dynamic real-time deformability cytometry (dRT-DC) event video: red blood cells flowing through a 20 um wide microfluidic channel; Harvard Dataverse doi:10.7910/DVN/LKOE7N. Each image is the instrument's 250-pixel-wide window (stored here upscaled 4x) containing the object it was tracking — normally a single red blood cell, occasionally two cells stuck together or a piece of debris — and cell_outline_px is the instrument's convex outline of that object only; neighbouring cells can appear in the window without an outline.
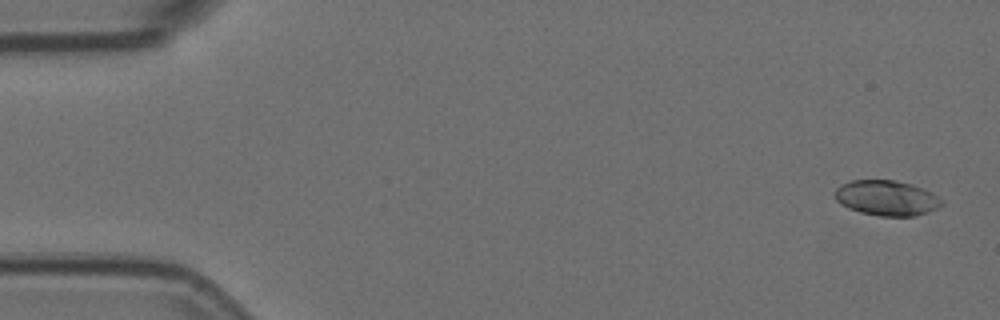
{"species": "Egyptian fruit bat (a non-hibernating species)", "species_latin": "Rousettus aegyptiacus", "temperature_condition": "room temperature", "stored_images_in_passage": 10, "camera_frame_rate_fps": 3000, "um_per_image_px": 0.085, "animal": {"sex": "female"}, "frame": {"image": 1, "passage_image": 1, "time_ms": 0.0, "image_size_px": [1000, 320], "cell_outline_px": [[944, 204], [928, 212], [916, 216], [880, 216], [860, 212], [848, 208], [840, 204], [832, 196], [836, 188], [840, 184], [852, 180], [896, 180], [912, 184], [932, 192], [944, 200]], "centroid_in_image_um": [75.35, 16.82], "position_along_channel_um": 9.7, "area_um2": 22.25}}
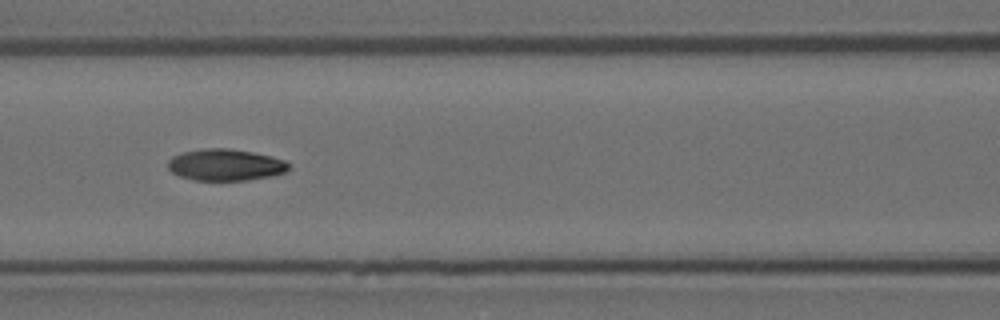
{"frame": {"image": 2, "passage_image": 6, "time_ms": 1.667, "image_size_px": [1000, 320], "cell_outline_px": [[288, 168], [284, 172], [272, 176], [248, 180], [192, 180], [180, 176], [172, 172], [168, 168], [168, 160], [172, 156], [184, 152], [204, 148], [228, 148], [252, 152], [272, 156], [284, 160], [288, 164]], "centroid_in_image_um": [19.14, 14.01], "position_along_channel_um": 147.5, "area_um2": 22.2}}
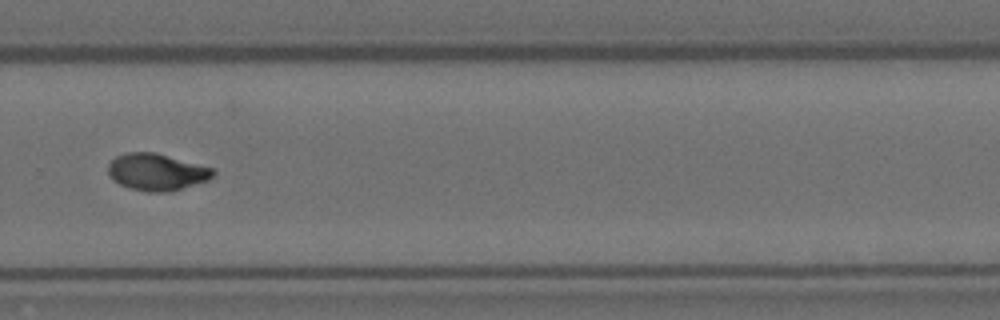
{"frame": {"image": 3, "passage_image": 10, "time_ms": 3.0, "image_size_px": [1000, 320], "cell_outline_px": [[216, 172], [208, 180], [168, 192], [148, 192], [132, 188], [120, 184], [112, 180], [108, 172], [108, 164], [116, 156], [128, 152], [156, 152], [212, 168]], "centroid_in_image_um": [13.29, 14.61], "position_along_channel_um": 316.5, "area_um2": 22.37}}